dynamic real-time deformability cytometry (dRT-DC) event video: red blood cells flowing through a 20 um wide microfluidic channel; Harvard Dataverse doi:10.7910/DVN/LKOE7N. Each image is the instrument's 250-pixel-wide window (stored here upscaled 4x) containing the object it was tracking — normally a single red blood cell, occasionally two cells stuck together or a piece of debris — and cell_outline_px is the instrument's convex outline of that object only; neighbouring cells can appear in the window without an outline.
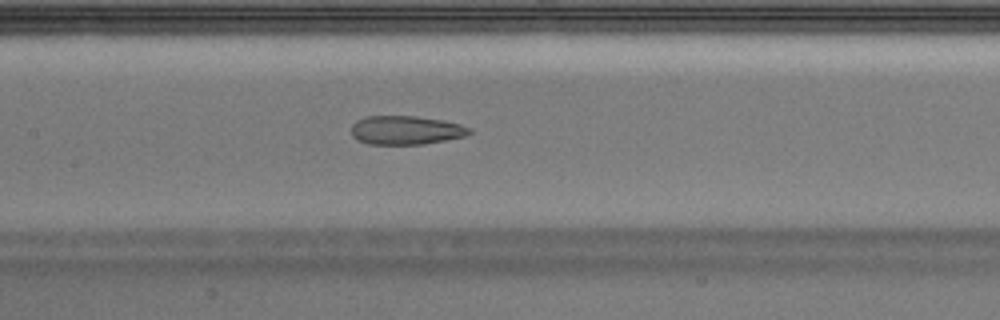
{"species": "Egyptian fruit bat (a non-hibernating species)", "species_latin": "Rousettus aegyptiacus", "temperature_condition": "warm", "stored_images_in_passage": 37, "camera_frame_rate_fps": 3000, "um_per_image_px": 0.085, "animal": {"sex": "male"}, "frame": {"image": 1, "passage_image": 11, "time_ms": 3.333, "image_size_px": [1000, 320], "cell_outline_px": [[472, 132], [464, 136], [424, 144], [368, 144], [356, 140], [352, 136], [352, 124], [356, 120], [364, 116], [416, 116], [444, 120], [460, 124], [472, 128]], "centroid_in_image_um": [34.48, 11.06], "position_along_channel_um": 172.9, "area_um2": 19.94}}
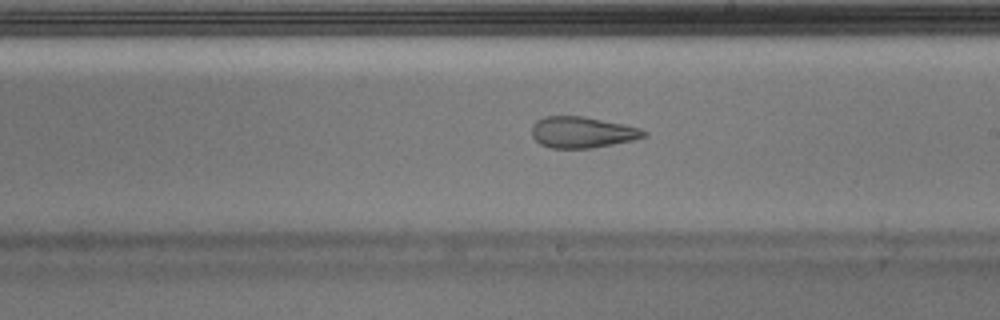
{"frame": {"image": 2, "passage_image": 16, "time_ms": 5.0, "image_size_px": [1000, 320], "cell_outline_px": [[648, 136], [636, 140], [592, 148], [552, 148], [540, 144], [532, 136], [532, 124], [536, 120], [544, 116], [584, 116], [624, 124], [640, 128], [648, 132]], "centroid_in_image_um": [49.52, 11.24], "position_along_channel_um": 239.5, "area_um2": 20.63}, "authors_computed_cell_mechanics": {"area_um2": 22.6576, "velocity_mm_per_s": 4.0093, "shape_relaxation_time_tau1_ms": null, "shape_relaxation_time_tau2_ms": 1.6257, "deformation_change_tau1": null, "deformation_change_tau2": 0.0955}}